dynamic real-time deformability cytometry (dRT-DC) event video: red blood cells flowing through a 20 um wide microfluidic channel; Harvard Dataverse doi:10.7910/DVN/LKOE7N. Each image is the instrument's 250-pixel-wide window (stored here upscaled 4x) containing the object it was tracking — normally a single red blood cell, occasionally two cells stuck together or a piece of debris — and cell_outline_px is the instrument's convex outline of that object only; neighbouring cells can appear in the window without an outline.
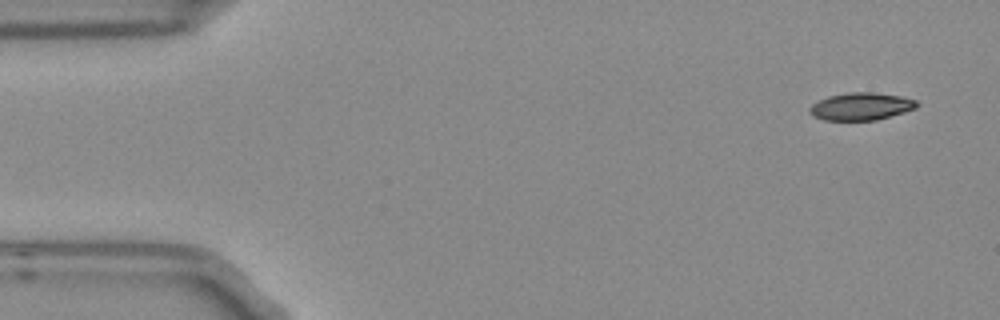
{"species": "Egyptian fruit bat (a non-hibernating species)", "species_latin": "Rousettus aegyptiacus", "temperature_condition": "room temperature", "stored_images_in_passage": 6, "camera_frame_rate_fps": 3000, "um_per_image_px": 0.085, "frame": {"image": 1, "passage_image": 1, "time_ms": 0.0, "image_size_px": [1000, 320], "cell_outline_px": [[920, 104], [916, 108], [904, 112], [876, 120], [824, 120], [812, 116], [808, 112], [808, 108], [812, 104], [828, 96], [848, 92], [872, 92], [900, 96], [916, 100]], "centroid_in_image_um": [73.17, 9.04], "position_along_channel_um": 11.8, "area_um2": 17.22}}
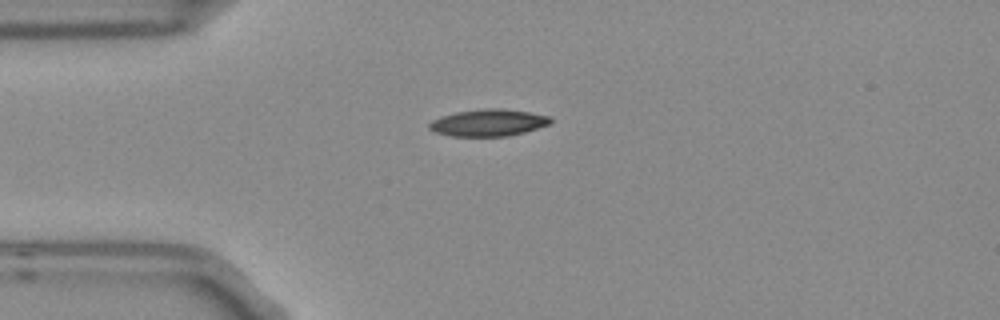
{"frame": {"image": 2, "passage_image": 3, "time_ms": 0.667, "image_size_px": [1000, 320], "cell_outline_px": [[552, 120], [548, 124], [524, 132], [508, 136], [448, 136], [436, 132], [428, 128], [428, 124], [432, 120], [440, 116], [456, 112], [484, 108], [500, 108], [528, 112], [548, 116]], "centroid_in_image_um": [41.45, 10.43], "position_along_channel_um": 43.6, "area_um2": 18.9}}
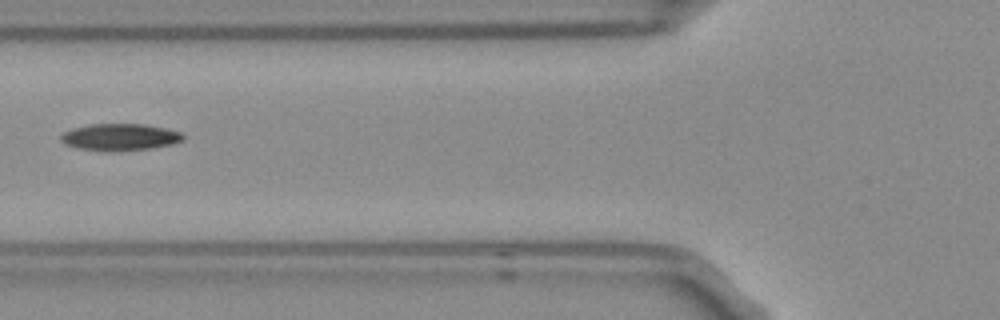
{"frame": {"image": 3, "passage_image": 5, "time_ms": 1.333, "image_size_px": [1000, 320], "cell_outline_px": [[184, 140], [172, 144], [148, 148], [112, 152], [104, 152], [76, 148], [64, 144], [60, 140], [60, 136], [64, 132], [72, 128], [88, 124], [144, 124], [164, 128], [180, 132], [184, 136]], "centroid_in_image_um": [10.13, 11.66], "position_along_channel_um": 115.7, "area_um2": 19.31}}